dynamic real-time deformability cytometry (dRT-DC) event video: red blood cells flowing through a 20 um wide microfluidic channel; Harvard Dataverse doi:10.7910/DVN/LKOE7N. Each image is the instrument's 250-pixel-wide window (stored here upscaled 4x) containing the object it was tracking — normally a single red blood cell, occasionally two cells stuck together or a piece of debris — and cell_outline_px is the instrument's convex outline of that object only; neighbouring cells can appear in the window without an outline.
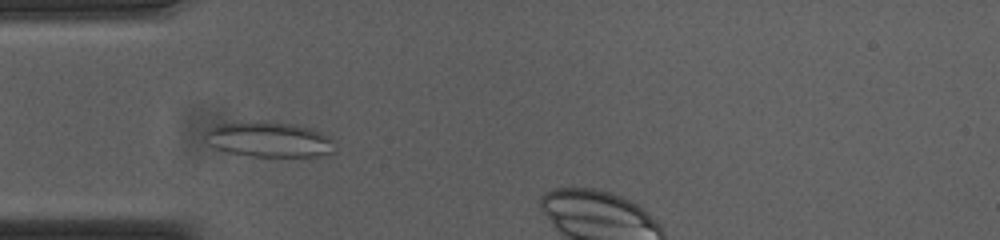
{"species": "common noctule bat (a hibernating species)", "species_latin": "Nyctalus noctula", "temperature_condition": "cold", "stored_images_in_passage": 15, "camera_frame_rate_fps": 3000, "um_per_image_px": 0.085, "animal": {"sex": "female", "body_mass_g": 23.0, "forearm_length_mm": 53.4}, "frame": {"image": 1, "passage_image": 11, "time_ms": 3.333, "image_size_px": [1000, 240], "cell_outline_px": [[336, 152], [332, 156], [252, 156], [228, 152], [216, 148], [208, 144], [204, 140], [204, 132], [208, 128], [220, 124], [248, 120], [268, 120], [296, 124], [312, 128], [328, 136]], "centroid_in_image_um": [22.85, 11.83], "position_along_channel_um": 62.1, "area_um2": 27.34}}